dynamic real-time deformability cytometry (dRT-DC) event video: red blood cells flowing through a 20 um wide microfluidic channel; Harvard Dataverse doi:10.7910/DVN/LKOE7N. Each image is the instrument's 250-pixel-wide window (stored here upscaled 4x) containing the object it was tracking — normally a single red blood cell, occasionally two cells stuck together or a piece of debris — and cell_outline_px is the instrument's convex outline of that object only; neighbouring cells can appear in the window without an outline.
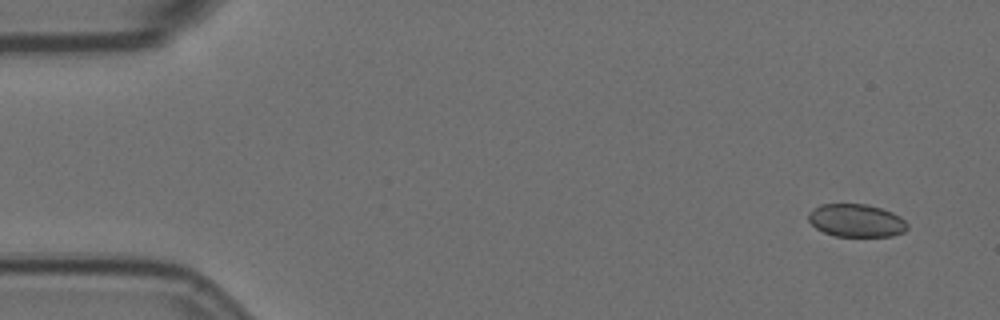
{"species": "Egyptian fruit bat (a non-hibernating species)", "species_latin": "Rousettus aegyptiacus", "temperature_condition": "room temperature", "stored_images_in_passage": 4, "camera_frame_rate_fps": 3000, "um_per_image_px": 0.085, "animal": {"sex": "female"}, "frame": {"image": 1, "passage_image": 1, "time_ms": 0.0, "image_size_px": [1000, 320], "cell_outline_px": [[908, 228], [904, 232], [892, 236], [836, 236], [824, 232], [816, 228], [808, 220], [808, 212], [820, 204], [868, 204], [892, 212], [900, 216], [908, 224]], "centroid_in_image_um": [72.79, 18.74], "position_along_channel_um": 12.2, "area_um2": 19.02}}